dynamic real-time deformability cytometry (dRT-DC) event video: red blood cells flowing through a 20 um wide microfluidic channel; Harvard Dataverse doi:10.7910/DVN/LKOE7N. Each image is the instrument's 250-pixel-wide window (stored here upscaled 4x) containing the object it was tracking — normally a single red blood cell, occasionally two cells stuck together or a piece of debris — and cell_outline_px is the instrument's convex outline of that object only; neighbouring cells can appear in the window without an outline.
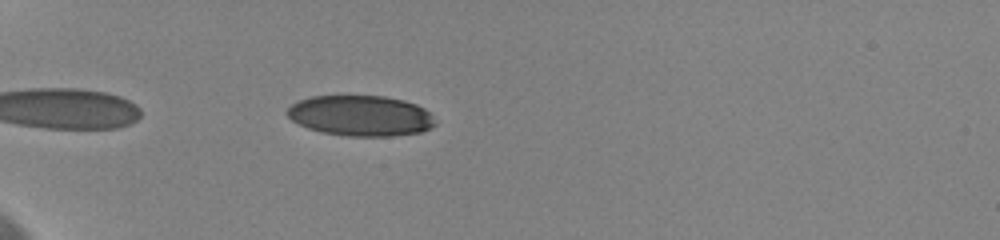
{"species": "human", "species_latin": "Homo sapiens", "temperature_condition": "cold", "stored_images_in_passage": 30, "camera_frame_rate_fps": 3000, "um_per_image_px": 0.085, "donor": {"sex": "female"}, "frame": {"image": 1, "passage_image": 1, "time_ms": 0.0, "image_size_px": [1000, 240], "cell_outline_px": [[436, 124], [420, 132], [392, 136], [348, 136], [320, 132], [308, 128], [292, 120], [284, 112], [292, 104], [300, 100], [312, 96], [384, 96], [404, 100], [416, 104], [424, 108], [432, 116]], "centroid_in_image_um": [30.64, 9.83], "position_along_channel_um": 54.4, "area_um2": 34.91}}